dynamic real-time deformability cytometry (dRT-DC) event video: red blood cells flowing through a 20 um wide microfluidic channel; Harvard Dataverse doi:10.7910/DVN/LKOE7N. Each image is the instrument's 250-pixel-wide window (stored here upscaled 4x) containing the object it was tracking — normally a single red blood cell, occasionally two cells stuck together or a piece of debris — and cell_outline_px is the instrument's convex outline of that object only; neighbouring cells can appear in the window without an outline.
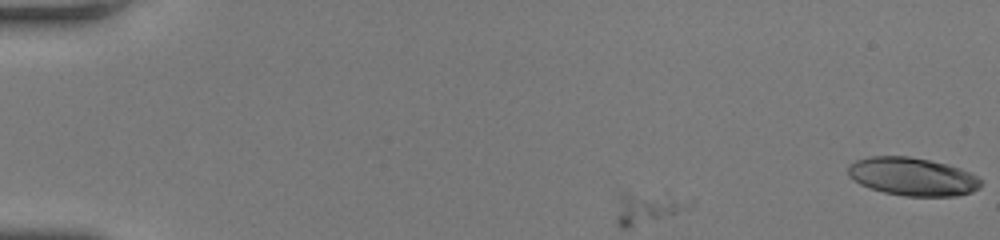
{"species": "human", "species_latin": "Homo sapiens", "temperature_condition": "room temperature", "stored_images_in_passage": 12, "camera_frame_rate_fps": 3000, "um_per_image_px": 0.085, "donor": {"sex": "female"}, "frame": {"image": 1, "passage_image": 1, "time_ms": 0.0, "image_size_px": [1000, 240], "cell_outline_px": [[984, 180], [980, 188], [972, 192], [956, 196], [904, 196], [884, 192], [860, 184], [852, 180], [848, 176], [848, 164], [856, 160], [868, 156], [908, 156], [948, 164], [960, 168]], "centroid_in_image_um": [77.56, 15.01], "position_along_channel_um": 7.4, "area_um2": 29.71}}